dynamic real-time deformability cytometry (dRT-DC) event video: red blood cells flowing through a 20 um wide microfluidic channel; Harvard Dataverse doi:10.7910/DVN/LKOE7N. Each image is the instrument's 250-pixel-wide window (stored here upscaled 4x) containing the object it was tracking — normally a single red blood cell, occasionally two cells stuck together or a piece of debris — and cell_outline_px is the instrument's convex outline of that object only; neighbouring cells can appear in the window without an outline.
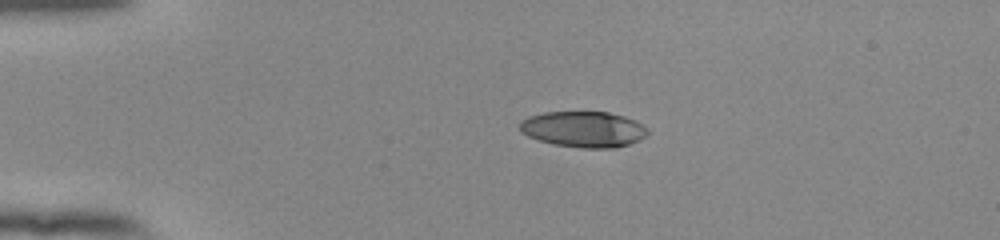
{"species": "human", "species_latin": "Homo sapiens", "temperature_condition": "room temperature", "stored_images_in_passage": 36, "camera_frame_rate_fps": 3000, "um_per_image_px": 0.085, "donor": {"sex": "female"}, "frame": {"image": 1, "passage_image": 1, "time_ms": 0.0, "image_size_px": [1000, 240], "cell_outline_px": [[648, 132], [640, 140], [616, 148], [580, 148], [552, 144], [528, 136], [520, 132], [520, 120], [528, 116], [544, 112], [608, 112], [624, 116], [636, 120], [648, 128]], "centroid_in_image_um": [49.6, 10.99], "position_along_channel_um": 35.4, "area_um2": 26.93}}
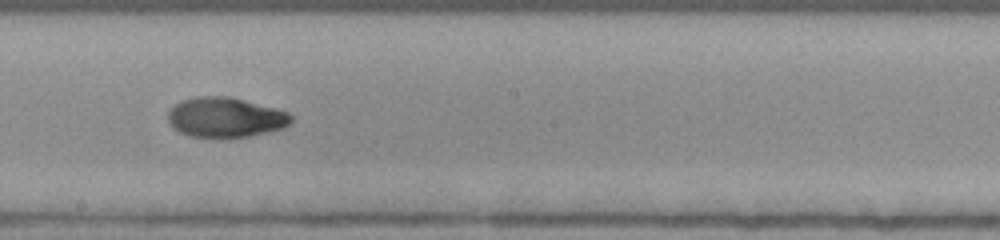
{"frame": {"image": 2, "passage_image": 20, "time_ms": 6.333, "image_size_px": [1000, 240], "cell_outline_px": [[292, 120], [284, 128], [248, 136], [192, 136], [180, 132], [168, 120], [168, 112], [180, 100], [196, 96], [228, 96], [244, 100], [288, 112], [292, 116]], "centroid_in_image_um": [19.16, 9.95], "position_along_channel_um": 229.0, "area_um2": 28.03}}
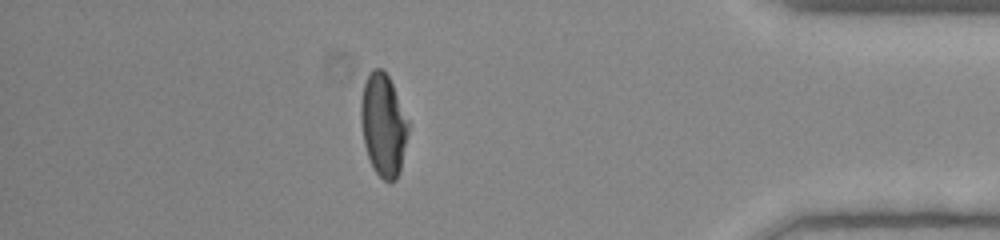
{"frame": {"image": 3, "passage_image": 36, "time_ms": 11.667, "image_size_px": [1000, 240], "cell_outline_px": [[408, 132], [400, 172], [396, 180], [384, 180], [376, 172], [368, 156], [364, 144], [360, 120], [360, 104], [364, 84], [368, 72], [372, 68], [380, 68], [388, 76], [392, 84], [408, 120]], "centroid_in_image_um": [32.57, 10.6], "position_along_channel_um": 402.6, "area_um2": 28.09}, "authors_computed_cell_mechanics": {"area_um2": 28.322, "velocity_mm_per_s": 3.8951, "shape_relaxation_time_tau1_ms": 7.3152, "shape_relaxation_time_tau2_ms": 0.8749, "deformation_change_tau1": 0.2541, "deformation_change_tau2": 0.0476}}